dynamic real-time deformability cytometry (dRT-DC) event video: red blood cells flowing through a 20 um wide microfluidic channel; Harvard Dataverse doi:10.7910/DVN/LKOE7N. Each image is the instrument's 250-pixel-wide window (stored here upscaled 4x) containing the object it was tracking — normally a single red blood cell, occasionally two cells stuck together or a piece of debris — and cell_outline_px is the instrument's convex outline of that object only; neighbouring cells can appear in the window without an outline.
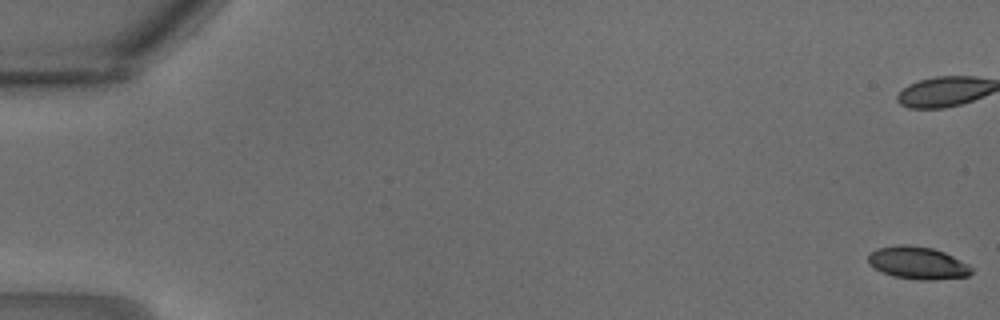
{"species": "common noctule bat (a hibernating species)", "species_latin": "Nyctalus noctula", "temperature_condition": "warm", "stored_images_in_passage": 27, "camera_frame_rate_fps": 3000, "um_per_image_px": 0.085, "animal": {"sex": "male", "body_mass_g": 18.8}, "frame": {"image": 1, "passage_image": 1, "time_ms": 0.0, "image_size_px": [1000, 320], "cell_outline_px": [[972, 272], [968, 276], [928, 280], [920, 280], [896, 276], [884, 272], [876, 268], [868, 260], [868, 256], [876, 248], [896, 244], [908, 244], [932, 248], [944, 252], [968, 264], [972, 268]], "centroid_in_image_um": [78.02, 22.32], "position_along_channel_um": 7.0, "area_um2": 19.25}}